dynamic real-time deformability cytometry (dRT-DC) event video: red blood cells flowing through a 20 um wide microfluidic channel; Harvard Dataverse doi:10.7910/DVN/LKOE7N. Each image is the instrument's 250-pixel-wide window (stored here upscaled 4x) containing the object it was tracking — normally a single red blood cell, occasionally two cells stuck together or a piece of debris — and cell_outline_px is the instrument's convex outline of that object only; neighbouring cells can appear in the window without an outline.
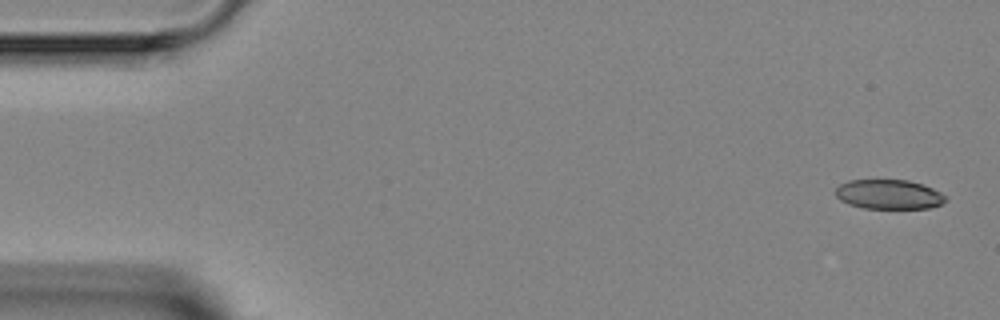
{"species": "Egyptian fruit bat (a non-hibernating species)", "species_latin": "Rousettus aegyptiacus", "temperature_condition": "room temperature", "stored_images_in_passage": 7, "segment_of_instrument_passage": [1, 2], "camera_frame_rate_fps": 3000, "um_per_image_px": 0.085, "animal": {"sex": "female"}, "frame": {"image": 1, "passage_image": 1, "time_ms": 0.0, "image_size_px": [1000, 320], "cell_outline_px": [[948, 200], [940, 204], [928, 208], [864, 208], [848, 204], [840, 200], [836, 196], [836, 188], [840, 184], [848, 180], [908, 180], [924, 184], [948, 196]], "centroid_in_image_um": [75.57, 16.51], "position_along_channel_um": 9.4, "area_um2": 19.02}}
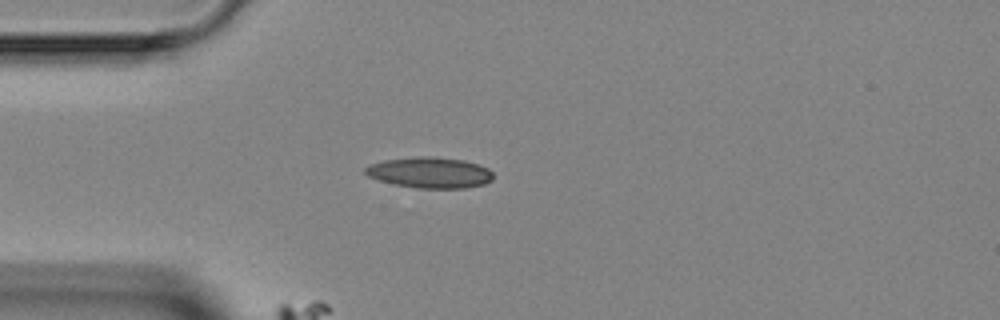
{"frame": {"image": 2, "passage_image": 4, "time_ms": 3.667, "image_size_px": [1000, 320], "cell_outline_px": [[492, 180], [484, 184], [464, 188], [416, 188], [396, 184], [380, 180], [368, 176], [364, 172], [364, 168], [368, 164], [384, 160], [416, 156], [432, 156], [464, 160], [480, 164], [488, 168], [492, 172]], "centroid_in_image_um": [36.54, 14.66], "position_along_channel_um": 48.5, "area_um2": 23.12}}